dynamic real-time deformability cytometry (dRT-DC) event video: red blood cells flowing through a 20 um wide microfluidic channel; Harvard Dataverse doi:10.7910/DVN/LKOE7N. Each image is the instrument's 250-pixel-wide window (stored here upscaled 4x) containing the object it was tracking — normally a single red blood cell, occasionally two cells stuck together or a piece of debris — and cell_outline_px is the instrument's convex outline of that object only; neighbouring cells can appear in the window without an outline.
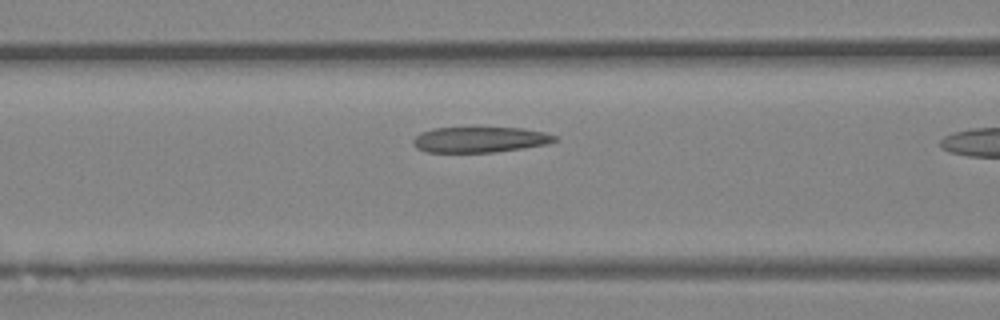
{"species": "Egyptian fruit bat (a non-hibernating species)", "species_latin": "Rousettus aegyptiacus", "temperature_condition": "room temperature", "stored_images_in_passage": 11, "camera_frame_rate_fps": 3000, "um_per_image_px": 0.085, "animal": {"sex": "female"}, "frame": {"image": 1, "passage_image": 10, "time_ms": 3.0, "image_size_px": [1000, 320], "cell_outline_px": [[560, 140], [548, 144], [496, 152], [428, 152], [416, 148], [412, 144], [412, 140], [420, 132], [432, 128], [524, 128], [544, 132], [560, 136]], "centroid_in_image_um": [40.83, 11.86], "position_along_channel_um": 125.8, "area_um2": 21.33}}